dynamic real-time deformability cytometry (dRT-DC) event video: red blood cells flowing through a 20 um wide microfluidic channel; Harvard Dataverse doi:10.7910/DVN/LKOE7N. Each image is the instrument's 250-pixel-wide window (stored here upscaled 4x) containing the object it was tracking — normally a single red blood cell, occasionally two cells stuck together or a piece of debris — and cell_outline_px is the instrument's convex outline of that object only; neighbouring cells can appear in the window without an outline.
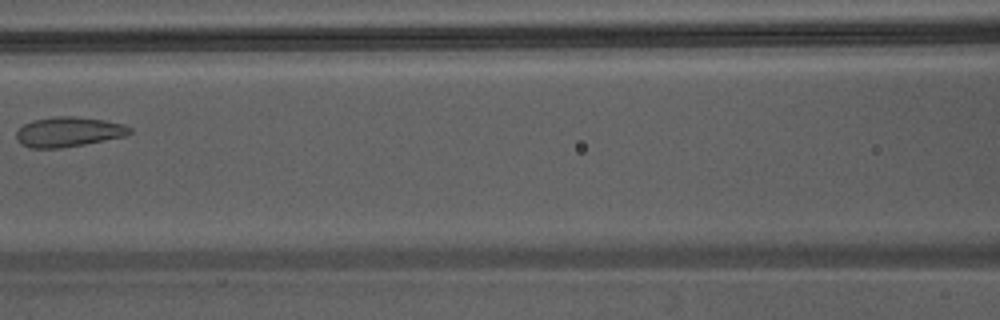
{"species": "Egyptian fruit bat (a non-hibernating species)", "species_latin": "Rousettus aegyptiacus", "temperature_condition": "warm", "stored_images_in_passage": 5, "camera_frame_rate_fps": 3000, "um_per_image_px": 0.085, "animal": {"sex": "male"}, "frame": {"image": 1, "passage_image": 5, "time_ms": 1.333, "image_size_px": [1000, 320], "cell_outline_px": [[132, 132], [124, 136], [84, 144], [60, 148], [32, 148], [20, 144], [16, 140], [16, 132], [24, 124], [32, 120], [52, 116], [72, 116], [104, 120], [124, 124], [132, 128]], "centroid_in_image_um": [5.8, 11.2], "position_along_channel_um": 160.8, "area_um2": 19.77}}